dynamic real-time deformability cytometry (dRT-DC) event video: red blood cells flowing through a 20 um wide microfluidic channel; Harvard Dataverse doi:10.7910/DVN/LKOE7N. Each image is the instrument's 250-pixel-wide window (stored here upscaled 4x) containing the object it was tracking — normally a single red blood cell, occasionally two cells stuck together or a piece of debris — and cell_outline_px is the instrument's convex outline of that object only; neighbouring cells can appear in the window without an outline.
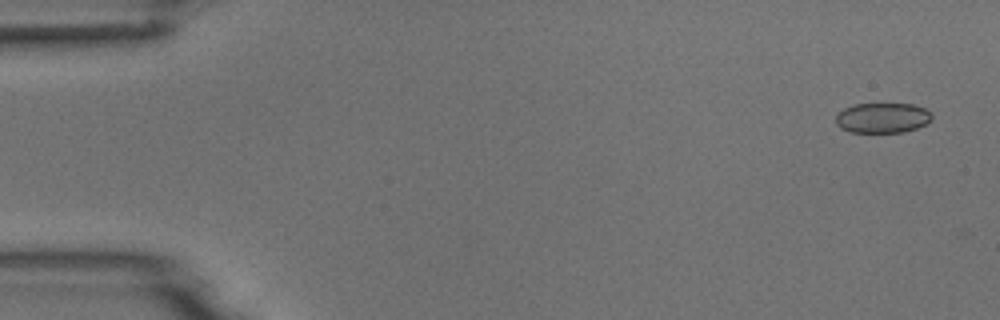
{"species": "common noctule bat (a hibernating species)", "species_latin": "Nyctalus noctula", "temperature_condition": "room temperature", "stored_images_in_passage": 5, "camera_frame_rate_fps": 3000, "um_per_image_px": 0.085, "animal": {"sex": "male", "body_mass_g": 18.8}, "frame": {"image": 1, "passage_image": 1, "time_ms": 0.0, "image_size_px": [1000, 320], "cell_outline_px": [[932, 120], [916, 128], [904, 132], [848, 132], [840, 128], [836, 124], [836, 116], [844, 108], [852, 104], [912, 104], [924, 108], [932, 112]], "centroid_in_image_um": [75.0, 10.02], "position_along_channel_um": 10.0, "area_um2": 16.94}}
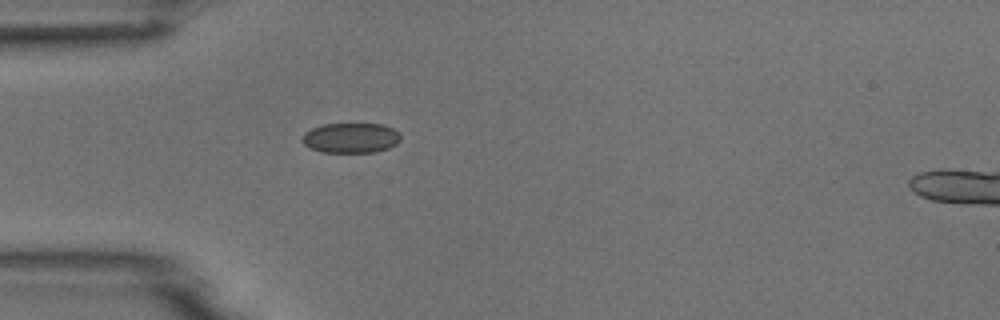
{"frame": {"image": 2, "passage_image": 5, "time_ms": 4.333, "image_size_px": [1000, 320], "cell_outline_px": [[400, 140], [396, 144], [388, 148], [376, 152], [320, 152], [304, 144], [300, 140], [304, 132], [312, 128], [324, 124], [384, 124], [400, 132]], "centroid_in_image_um": [29.82, 11.72], "position_along_channel_um": 55.2, "area_um2": 17.34}}